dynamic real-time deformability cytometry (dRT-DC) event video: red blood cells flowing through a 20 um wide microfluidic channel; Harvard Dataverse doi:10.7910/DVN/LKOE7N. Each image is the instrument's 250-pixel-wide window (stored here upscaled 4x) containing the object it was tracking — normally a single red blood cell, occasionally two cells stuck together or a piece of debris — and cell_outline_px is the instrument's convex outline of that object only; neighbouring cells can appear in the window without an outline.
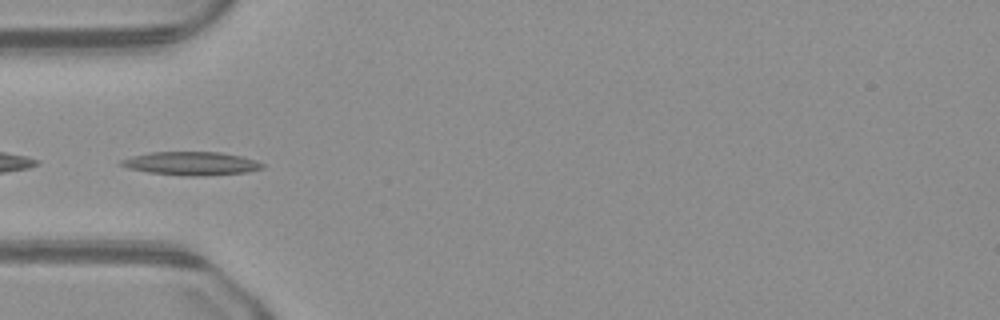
{"species": "common noctule bat (a hibernating species)", "species_latin": "Nyctalus noctula", "temperature_condition": "warm", "stored_images_in_passage": 50, "camera_frame_rate_fps": 3000, "um_per_image_px": 0.085, "animal": {"sex": "male", "body_mass_g": 23.1, "forearm_length_mm": 52.7}, "frame": {"image": 1, "passage_image": 16, "time_ms": 5.0, "image_size_px": [1000, 320], "cell_outline_px": [[264, 168], [244, 172], [196, 176], [188, 176], [148, 172], [128, 168], [120, 164], [120, 160], [132, 156], [148, 152], [220, 152], [240, 156], [256, 160], [264, 164]], "centroid_in_image_um": [16.24, 13.88], "position_along_channel_um": 68.8, "area_um2": 19.07}}
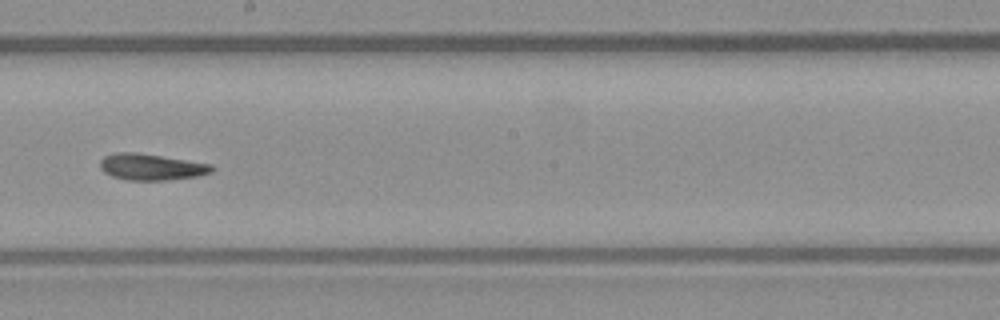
{"frame": {"image": 2, "passage_image": 28, "time_ms": 9.0, "image_size_px": [1000, 320], "cell_outline_px": [[212, 172], [196, 176], [168, 180], [128, 180], [112, 176], [104, 172], [100, 168], [100, 160], [104, 156], [116, 152], [136, 152], [212, 164]], "centroid_in_image_um": [12.82, 14.19], "position_along_channel_um": 235.4, "area_um2": 17.05}}
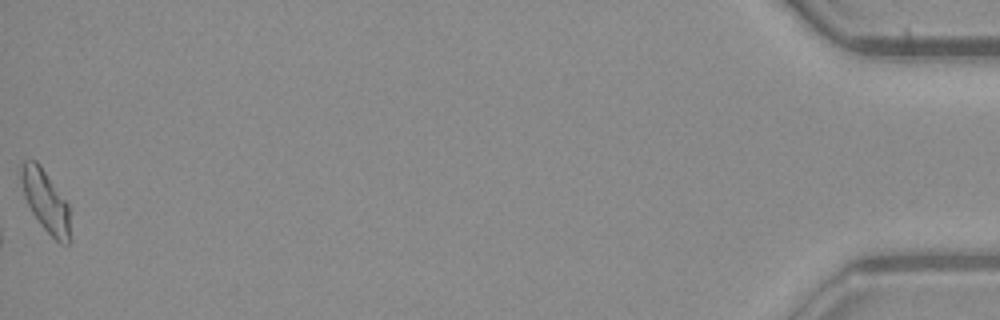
{"frame": {"image": 3, "passage_image": 50, "time_ms": 16.333, "image_size_px": [1000, 320], "cell_outline_px": [[72, 240], [68, 244], [60, 244], [40, 224], [32, 212], [24, 196], [20, 180], [20, 168], [24, 160], [36, 160], [40, 164], [68, 204]], "centroid_in_image_um": [3.89, 17.11], "position_along_channel_um": 431.3, "area_um2": 17.8}}